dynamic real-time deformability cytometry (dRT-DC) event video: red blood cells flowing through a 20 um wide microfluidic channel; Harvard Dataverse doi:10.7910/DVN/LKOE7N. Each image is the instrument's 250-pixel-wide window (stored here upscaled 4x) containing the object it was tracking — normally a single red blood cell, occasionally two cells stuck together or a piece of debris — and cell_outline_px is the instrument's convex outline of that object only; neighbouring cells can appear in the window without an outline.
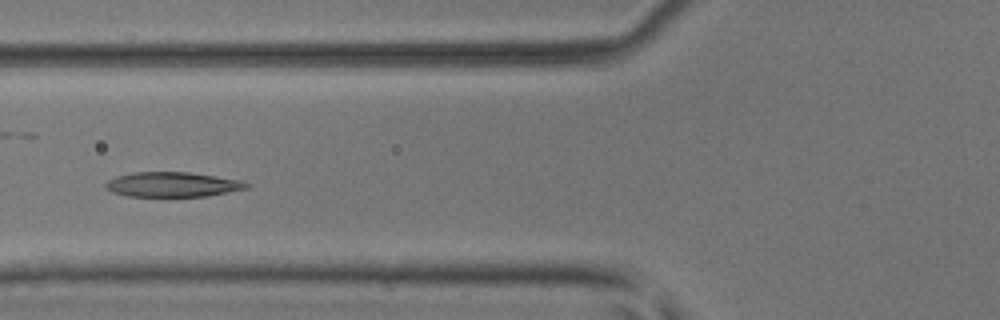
{"species": "common noctule bat (a hibernating species)", "species_latin": "Nyctalus noctula", "temperature_condition": "room temperature", "stored_images_in_passage": 5, "camera_frame_rate_fps": 3000, "um_per_image_px": 0.085, "animal": {"sex": "male", "body_mass_g": 17.9, "forearm_length_mm": 54.2}, "frame": {"image": 1, "passage_image": 4, "time_ms": 1.0, "image_size_px": [1000, 320], "cell_outline_px": [[252, 184], [248, 188], [208, 196], [128, 196], [112, 192], [104, 188], [104, 184], [108, 180], [116, 176], [132, 172], [188, 172], [240, 180]], "centroid_in_image_um": [14.64, 15.68], "position_along_channel_um": 111.2, "area_um2": 20.4}}
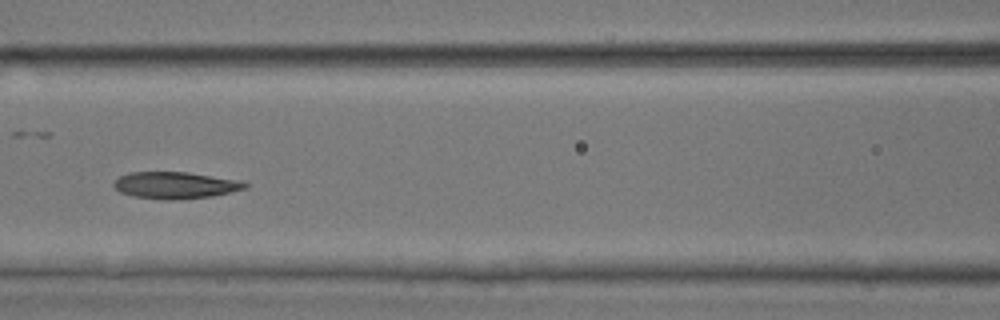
{"frame": {"image": 2, "passage_image": 5, "time_ms": 1.333, "image_size_px": [1000, 320], "cell_outline_px": [[248, 188], [212, 196], [180, 200], [168, 200], [132, 196], [120, 192], [112, 184], [120, 176], [128, 172], [188, 172], [236, 180], [248, 184]], "centroid_in_image_um": [14.88, 15.75], "position_along_channel_um": 151.7, "area_um2": 20.4}}